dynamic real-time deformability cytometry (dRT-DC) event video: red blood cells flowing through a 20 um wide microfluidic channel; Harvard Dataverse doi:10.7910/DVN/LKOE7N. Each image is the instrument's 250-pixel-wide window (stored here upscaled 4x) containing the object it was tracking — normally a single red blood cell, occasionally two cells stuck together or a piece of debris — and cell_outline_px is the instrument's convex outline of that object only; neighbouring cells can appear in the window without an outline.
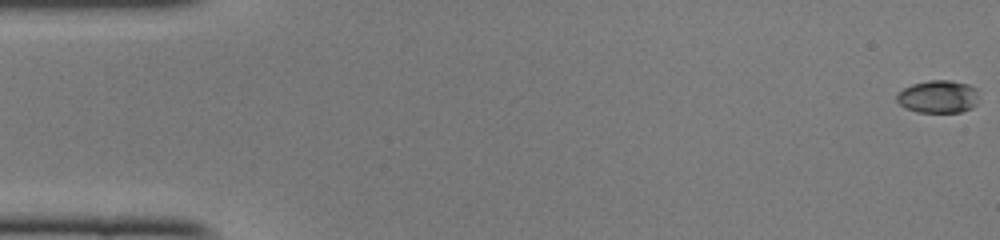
{"species": "common noctule bat (a hibernating species)", "species_latin": "Nyctalus noctula", "temperature_condition": "cold", "stored_images_in_passage": 50, "camera_frame_rate_fps": 3000, "um_per_image_px": 0.085, "animal": {"sex": "female", "body_mass_g": 22.0, "forearm_length_mm": 56.7}, "frame": {"image": 1, "passage_image": 1, "time_ms": 0.0, "image_size_px": [1000, 240], "cell_outline_px": [[976, 104], [972, 108], [960, 112], [916, 112], [904, 108], [896, 100], [896, 92], [912, 84], [928, 80], [948, 80], [968, 84], [976, 88]], "centroid_in_image_um": [79.69, 8.22], "position_along_channel_um": 5.3, "area_um2": 15.72}}
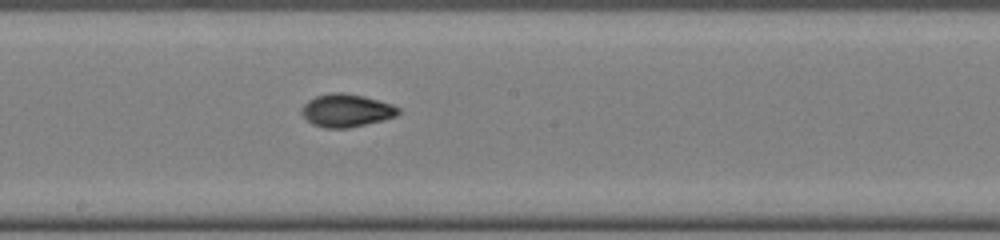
{"frame": {"image": 2, "passage_image": 27, "time_ms": 8.667, "image_size_px": [1000, 240], "cell_outline_px": [[400, 112], [396, 116], [384, 120], [348, 128], [324, 128], [312, 124], [300, 112], [300, 108], [308, 100], [316, 96], [332, 92], [340, 92], [364, 96], [392, 104], [400, 108]], "centroid_in_image_um": [29.44, 9.39], "position_along_channel_um": 218.8, "area_um2": 18.61}}
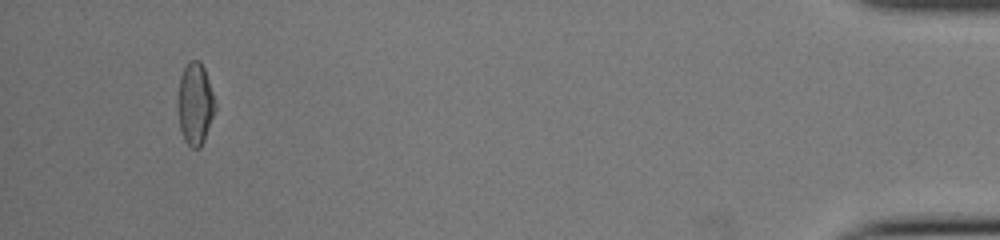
{"frame": {"image": 3, "passage_image": 47, "time_ms": 15.333, "image_size_px": [1000, 240], "cell_outline_px": [[216, 108], [204, 140], [200, 148], [192, 148], [184, 140], [180, 128], [180, 76], [184, 68], [192, 60], [200, 60], [204, 68], [216, 104]], "centroid_in_image_um": [16.62, 8.84], "position_along_channel_um": 418.6, "area_um2": 17.11}, "authors_computed_cell_mechanics": {"area_um2": 17.34, "velocity_mm_per_s": 4.1159, "shape_relaxation_time_tau1_ms": 6.9351, "shape_relaxation_time_tau2_ms": 1.9515, "deformation_change_tau1": 0.211, "deformation_change_tau2": 0.057}}